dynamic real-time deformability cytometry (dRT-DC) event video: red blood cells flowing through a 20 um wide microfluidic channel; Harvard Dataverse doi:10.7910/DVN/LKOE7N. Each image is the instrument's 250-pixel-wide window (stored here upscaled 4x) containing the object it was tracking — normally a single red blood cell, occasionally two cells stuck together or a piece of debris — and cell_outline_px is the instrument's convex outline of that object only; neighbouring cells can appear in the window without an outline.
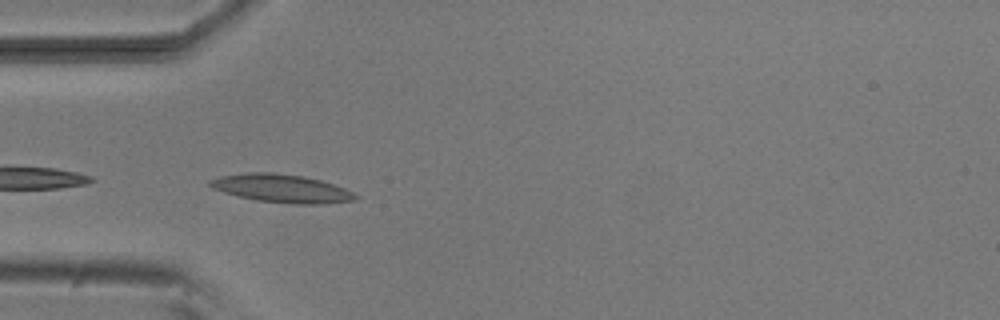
{"species": "common noctule bat (a hibernating species)", "species_latin": "Nyctalus noctula", "temperature_condition": "room temperature", "stored_images_in_passage": 37, "camera_frame_rate_fps": 3000, "um_per_image_px": 0.085, "animal": {"sex": "male", "body_mass_g": 20.5, "forearm_length_mm": 52.5}, "frame": {"image": 1, "passage_image": 1, "time_ms": 0.0, "image_size_px": [1000, 320], "cell_outline_px": [[360, 196], [356, 200], [324, 204], [292, 204], [256, 200], [224, 192], [212, 188], [208, 184], [208, 180], [220, 176], [248, 172], [272, 172], [304, 176], [320, 180], [344, 188]], "centroid_in_image_um": [23.95, 16.01], "position_along_channel_um": 61.1, "area_um2": 23.93}}
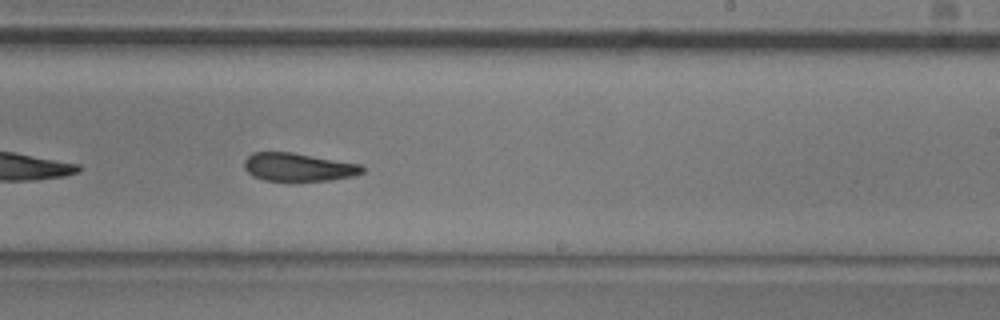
{"frame": {"image": 2, "passage_image": 17, "time_ms": 5.333, "image_size_px": [1000, 320], "cell_outline_px": [[364, 172], [352, 176], [332, 180], [264, 180], [252, 176], [244, 168], [244, 160], [252, 152], [292, 152], [360, 164], [364, 168]], "centroid_in_image_um": [25.33, 14.19], "position_along_channel_um": 263.7, "area_um2": 19.25}}
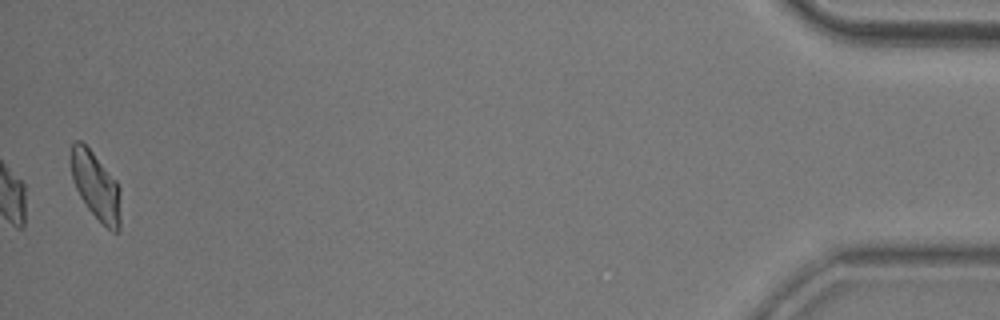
{"frame": {"image": 3, "passage_image": 37, "time_ms": 12.0, "image_size_px": [1000, 320], "cell_outline_px": [[120, 228], [116, 232], [112, 232], [88, 208], [80, 196], [72, 180], [72, 144], [76, 140], [80, 140], [92, 152], [116, 180], [120, 188]], "centroid_in_image_um": [8.17, 15.82], "position_along_channel_um": 427.0, "area_um2": 19.13}, "authors_computed_cell_mechanics": {"area_um2": 20.3456, "velocity_mm_per_s": 3.824, "shape_relaxation_time_tau1_ms": 9.2511, "shape_relaxation_time_tau2_ms": 2.341, "deformation_change_tau1": 0.2011, "deformation_change_tau2": 0.1016}}